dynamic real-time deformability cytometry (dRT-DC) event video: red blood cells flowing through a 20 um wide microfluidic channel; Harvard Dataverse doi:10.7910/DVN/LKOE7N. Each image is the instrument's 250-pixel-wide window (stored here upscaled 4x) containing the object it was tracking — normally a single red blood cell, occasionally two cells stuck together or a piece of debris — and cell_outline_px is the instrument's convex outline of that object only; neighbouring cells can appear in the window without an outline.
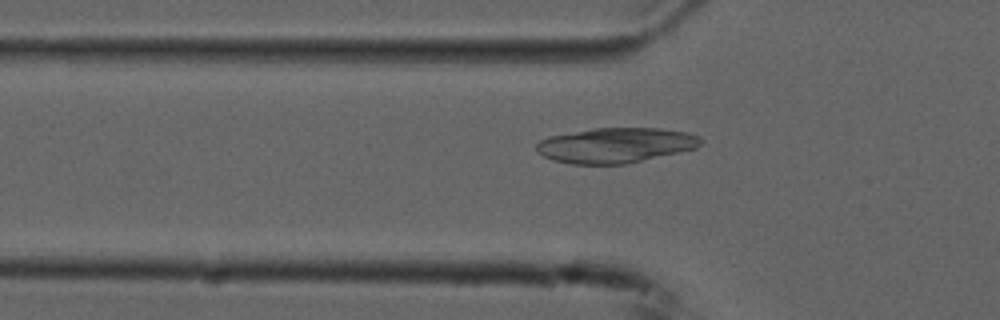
{"species": "common noctule bat (a hibernating species)", "species_latin": "Nyctalus noctula", "temperature_condition": "cold", "stored_images_in_passage": 25, "camera_frame_rate_fps": 3000, "um_per_image_px": 0.085, "animal": {"sex": "male", "forearm_length_mm": 52.5}, "frame": {"image": 1, "passage_image": 14, "time_ms": 4.333, "image_size_px": [1000, 320], "cell_outline_px": [[704, 140], [696, 148], [624, 164], [572, 164], [552, 160], [536, 152], [536, 144], [540, 140], [548, 136], [596, 128], [660, 128], [688, 132], [700, 136]], "centroid_in_image_um": [52.32, 12.34], "position_along_channel_um": 73.5, "area_um2": 33.58}}
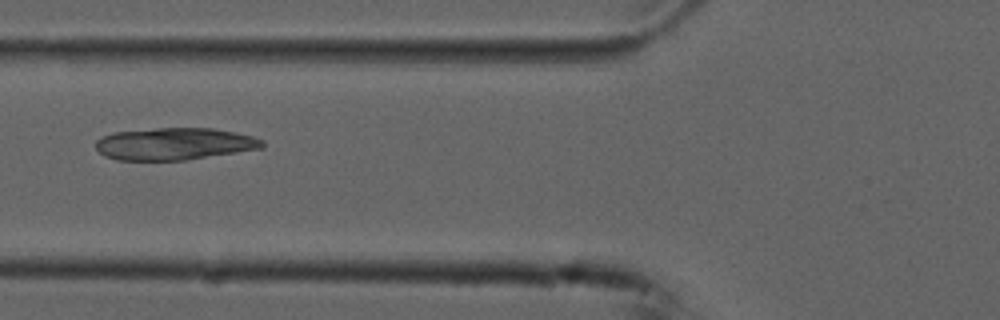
{"frame": {"image": 2, "passage_image": 17, "time_ms": 5.333, "image_size_px": [1000, 320], "cell_outline_px": [[264, 148], [184, 160], [116, 160], [104, 156], [96, 148], [96, 140], [112, 132], [156, 128], [212, 128], [236, 132], [252, 136], [264, 140]], "centroid_in_image_um": [14.83, 12.22], "position_along_channel_um": 111.0, "area_um2": 31.27}}